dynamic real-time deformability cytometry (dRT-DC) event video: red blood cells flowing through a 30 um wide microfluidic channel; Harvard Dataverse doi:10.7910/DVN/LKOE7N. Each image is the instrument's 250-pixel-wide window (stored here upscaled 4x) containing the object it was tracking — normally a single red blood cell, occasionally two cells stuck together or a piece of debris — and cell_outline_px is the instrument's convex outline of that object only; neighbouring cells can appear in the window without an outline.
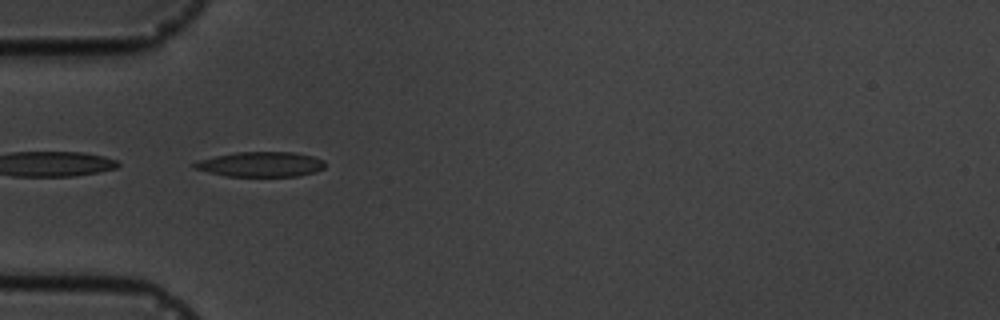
{"species": "common noctule bat (a hibernating species)", "species_latin": "Nyctalus noctula", "temperature_condition": "cold", "stored_images_in_passage": 6, "camera_frame_rate_fps": 3000, "um_per_image_px": 0.085, "animal": {"sex": "male", "body_mass_g": 19.5, "forearm_length_mm": 54.6}, "frame": {"image": 1, "passage_image": 5, "time_ms": 5.667, "image_size_px": [1000, 320], "cell_outline_px": [[324, 168], [316, 172], [296, 176], [228, 176], [192, 168], [192, 164], [196, 160], [236, 152], [296, 152], [312, 156], [324, 160]], "centroid_in_image_um": [22.16, 13.96], "position_along_channel_um": 62.8, "area_um2": 19.02}}